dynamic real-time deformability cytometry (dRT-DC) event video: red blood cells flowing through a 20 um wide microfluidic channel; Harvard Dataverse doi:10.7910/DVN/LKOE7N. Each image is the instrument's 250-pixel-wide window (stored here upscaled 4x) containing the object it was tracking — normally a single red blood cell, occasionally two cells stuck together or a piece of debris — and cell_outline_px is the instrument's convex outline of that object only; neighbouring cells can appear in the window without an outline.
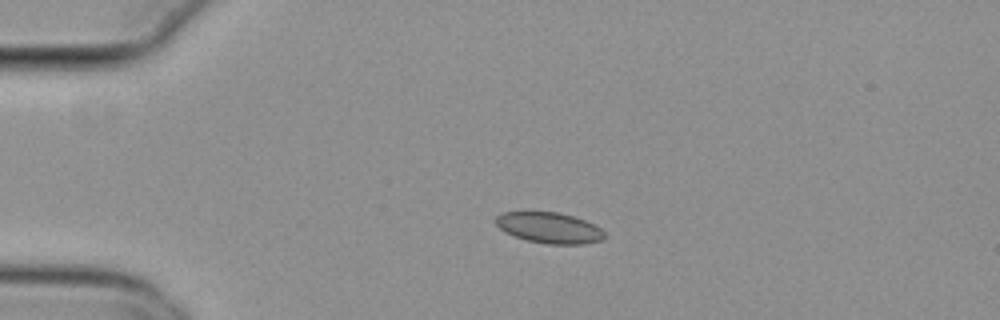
{"species": "common noctule bat (a hibernating species)", "species_latin": "Nyctalus noctula", "temperature_condition": "cold", "stored_images_in_passage": 43, "camera_frame_rate_fps": 3000, "um_per_image_px": 0.085, "animal": {"sex": "female", "body_mass_g": 29.2, "forearm_length_mm": 56.3}, "frame": {"image": 1, "passage_image": 1, "time_ms": 0.0, "image_size_px": [1000, 320], "cell_outline_px": [[604, 236], [600, 240], [584, 244], [548, 244], [528, 240], [504, 232], [496, 224], [496, 216], [504, 212], [560, 212], [584, 220], [600, 228], [604, 232]], "centroid_in_image_um": [46.67, 19.36], "position_along_channel_um": 38.3, "area_um2": 19.25}}
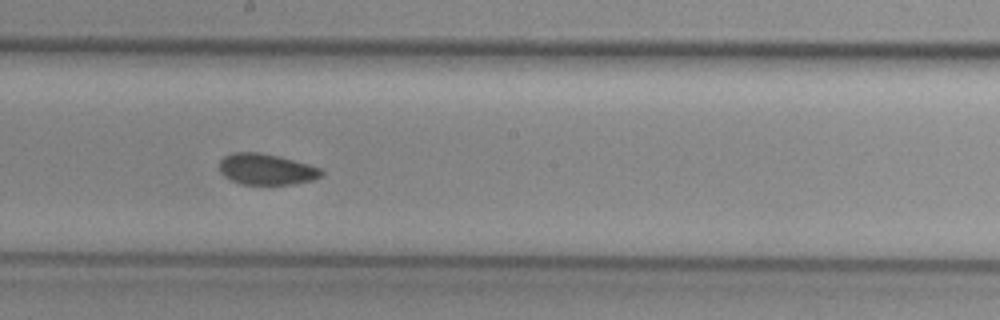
{"frame": {"image": 2, "passage_image": 19, "time_ms": 6.0, "image_size_px": [1000, 320], "cell_outline_px": [[324, 176], [312, 180], [292, 184], [240, 184], [224, 176], [220, 172], [220, 160], [224, 156], [232, 152], [260, 152], [308, 164], [320, 168], [324, 172]], "centroid_in_image_um": [22.64, 14.39], "position_along_channel_um": 225.6, "area_um2": 18.38}}
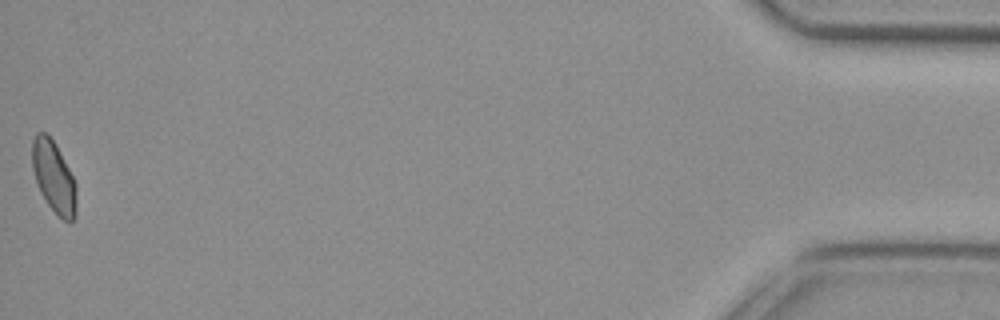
{"frame": {"image": 3, "passage_image": 43, "time_ms": 14.0, "image_size_px": [1000, 320], "cell_outline_px": [[76, 216], [72, 220], [64, 220], [48, 204], [40, 192], [36, 184], [32, 168], [32, 140], [36, 132], [44, 132], [56, 144], [76, 184]], "centroid_in_image_um": [4.55, 15.02], "position_along_channel_um": 430.7, "area_um2": 18.26}, "authors_computed_cell_mechanics": {"area_um2": 18.9584, "velocity_mm_per_s": 3.7733, "shape_relaxation_time_tau1_ms": null, "shape_relaxation_time_tau2_ms": 2.8536, "deformation_change_tau1": null, "deformation_change_tau2": 0.0679}}